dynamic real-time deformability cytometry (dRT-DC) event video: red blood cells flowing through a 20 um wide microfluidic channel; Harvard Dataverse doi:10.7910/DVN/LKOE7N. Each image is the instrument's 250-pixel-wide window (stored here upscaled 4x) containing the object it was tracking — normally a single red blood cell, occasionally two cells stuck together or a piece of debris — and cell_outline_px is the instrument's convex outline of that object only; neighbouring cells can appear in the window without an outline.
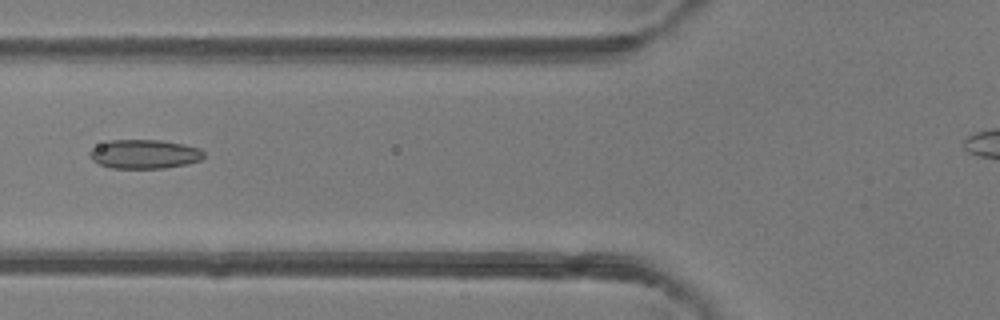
{"species": "common noctule bat (a hibernating species)", "species_latin": "Nyctalus noctula", "temperature_condition": "room temperature", "stored_images_in_passage": 38, "camera_frame_rate_fps": 3000, "um_per_image_px": 0.085, "animal": {"sex": "female"}, "frame": {"image": 1, "passage_image": 13, "time_ms": 4.0, "image_size_px": [1000, 320], "cell_outline_px": [[204, 156], [200, 160], [184, 164], [164, 168], [112, 168], [100, 164], [92, 160], [88, 152], [92, 148], [108, 140], [160, 140], [184, 144], [200, 148], [204, 152]], "centroid_in_image_um": [12.26, 13.09], "position_along_channel_um": 113.5, "area_um2": 19.25}}
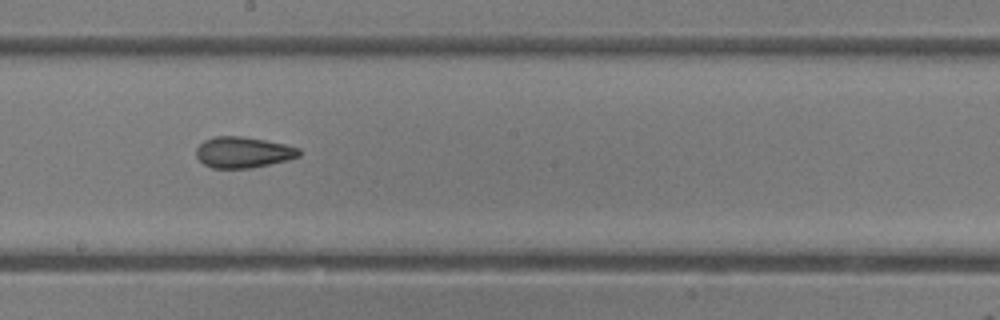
{"frame": {"image": 2, "passage_image": 21, "time_ms": 6.667, "image_size_px": [1000, 320], "cell_outline_px": [[300, 156], [288, 160], [252, 168], [212, 168], [204, 164], [196, 156], [196, 148], [204, 140], [216, 136], [244, 136], [284, 144], [300, 148]], "centroid_in_image_um": [20.67, 12.95], "position_along_channel_um": 227.5, "area_um2": 18.61}}
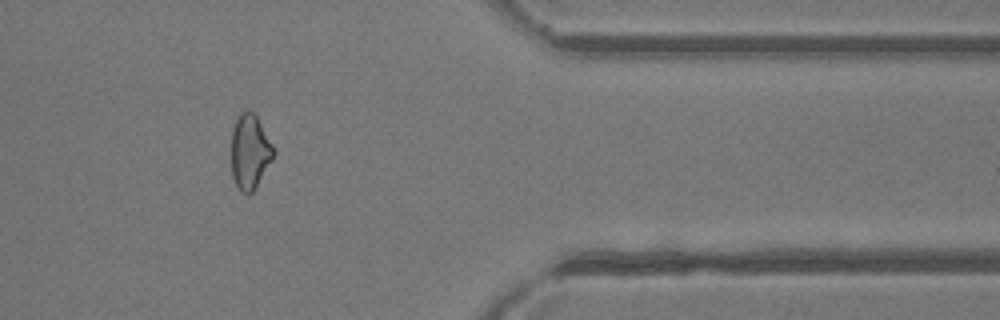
{"frame": {"image": 3, "passage_image": 34, "time_ms": 11.0, "image_size_px": [1000, 320], "cell_outline_px": [[276, 152], [272, 160], [256, 188], [248, 196], [240, 192], [236, 188], [232, 176], [232, 128], [236, 116], [240, 112], [248, 108], [256, 116], [272, 144]], "centroid_in_image_um": [21.22, 12.92], "position_along_channel_um": 390.2, "area_um2": 18.73}}